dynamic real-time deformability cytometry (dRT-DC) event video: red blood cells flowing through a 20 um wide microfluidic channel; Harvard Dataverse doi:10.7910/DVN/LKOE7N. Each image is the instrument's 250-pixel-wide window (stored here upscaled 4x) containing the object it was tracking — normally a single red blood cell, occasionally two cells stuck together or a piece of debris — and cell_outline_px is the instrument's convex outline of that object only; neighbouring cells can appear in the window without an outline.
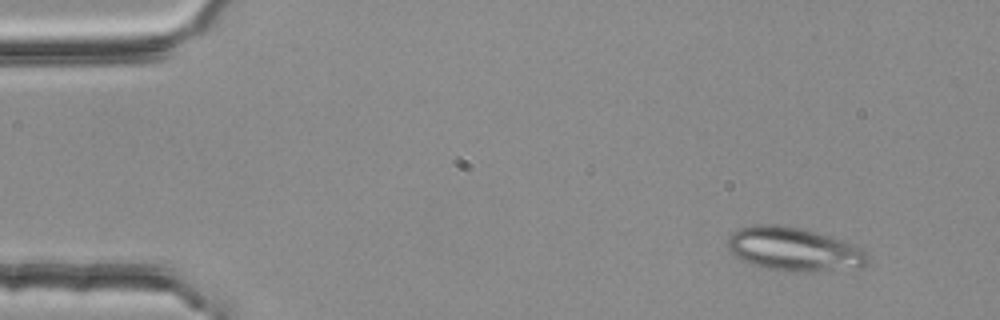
{"species": "common noctule bat (a hibernating species)", "species_latin": "Nyctalus noctula", "temperature_condition": "room temperature", "stored_images_in_passage": 3, "camera_frame_rate_fps": 3000, "um_per_image_px": 0.085, "animal": {"sex": "female", "body_mass_g": 25.1}, "frame": {"image": 1, "passage_image": 1, "time_ms": 0.0, "image_size_px": [1000, 320], "cell_outline_px": [[868, 264], [832, 268], [768, 268], [744, 260], [736, 256], [728, 248], [728, 240], [732, 232], [740, 228], [752, 224], [776, 224], [804, 228], [864, 248], [868, 256]], "centroid_in_image_um": [67.42, 21.08], "position_along_channel_um": 17.6, "area_um2": 33.64}}